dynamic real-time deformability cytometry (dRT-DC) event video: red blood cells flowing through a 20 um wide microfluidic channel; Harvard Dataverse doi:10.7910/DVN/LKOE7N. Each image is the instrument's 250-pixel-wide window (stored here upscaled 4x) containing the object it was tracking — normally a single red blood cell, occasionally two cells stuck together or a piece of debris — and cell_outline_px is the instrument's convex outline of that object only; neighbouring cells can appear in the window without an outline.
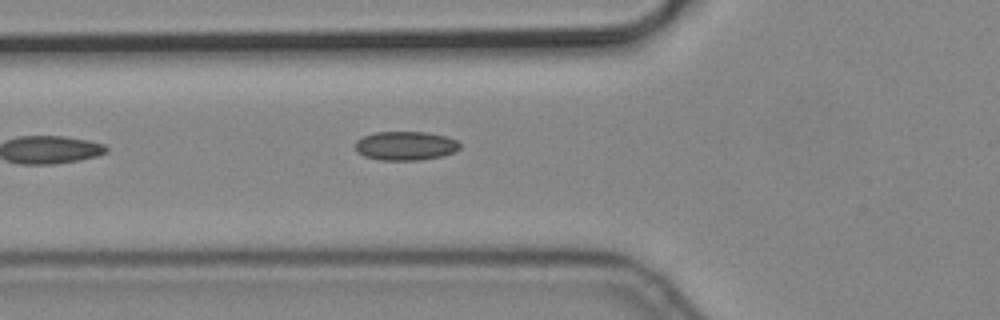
{"species": "common noctule bat (a hibernating species)", "species_latin": "Nyctalus noctula", "temperature_condition": "cold", "stored_images_in_passage": 5, "camera_frame_rate_fps": 3000, "um_per_image_px": 0.085, "animal": {"sex": "male", "body_mass_g": 19.2, "forearm_length_mm": 51.8}, "frame": {"image": 1, "passage_image": 5, "time_ms": 1.333, "image_size_px": [1000, 320], "cell_outline_px": [[460, 148], [456, 152], [440, 156], [420, 160], [380, 160], [364, 156], [356, 152], [356, 140], [364, 136], [376, 132], [428, 132], [448, 136], [456, 140], [460, 144]], "centroid_in_image_um": [34.49, 12.39], "position_along_channel_um": 91.3, "area_um2": 17.74}}